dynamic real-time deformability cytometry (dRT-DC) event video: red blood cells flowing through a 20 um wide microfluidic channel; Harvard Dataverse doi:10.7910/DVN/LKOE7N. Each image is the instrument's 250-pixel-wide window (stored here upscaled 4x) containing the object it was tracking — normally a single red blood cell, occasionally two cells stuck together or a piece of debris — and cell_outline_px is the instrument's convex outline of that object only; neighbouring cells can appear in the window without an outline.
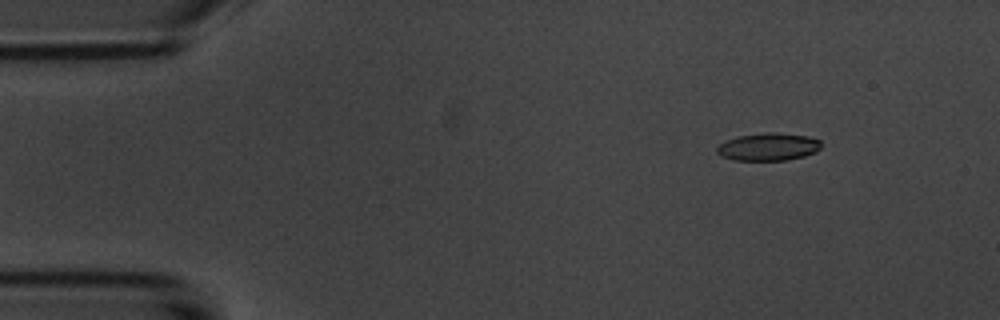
{"species": "common noctule bat (a hibernating species)", "species_latin": "Nyctalus noctula", "temperature_condition": "room temperature", "stored_images_in_passage": 5, "camera_frame_rate_fps": 3000, "um_per_image_px": 0.085, "animal": {"sex": "male", "body_mass_g": 20.1, "forearm_length_mm": 53.5}, "frame": {"image": 1, "passage_image": 1, "time_ms": 0.0, "image_size_px": [1000, 320], "cell_outline_px": [[820, 148], [816, 152], [804, 156], [788, 160], [732, 160], [720, 156], [716, 152], [716, 148], [724, 140], [736, 136], [764, 132], [776, 132], [808, 136], [820, 140]], "centroid_in_image_um": [65.27, 12.47], "position_along_channel_um": 19.7, "area_um2": 17.05}}